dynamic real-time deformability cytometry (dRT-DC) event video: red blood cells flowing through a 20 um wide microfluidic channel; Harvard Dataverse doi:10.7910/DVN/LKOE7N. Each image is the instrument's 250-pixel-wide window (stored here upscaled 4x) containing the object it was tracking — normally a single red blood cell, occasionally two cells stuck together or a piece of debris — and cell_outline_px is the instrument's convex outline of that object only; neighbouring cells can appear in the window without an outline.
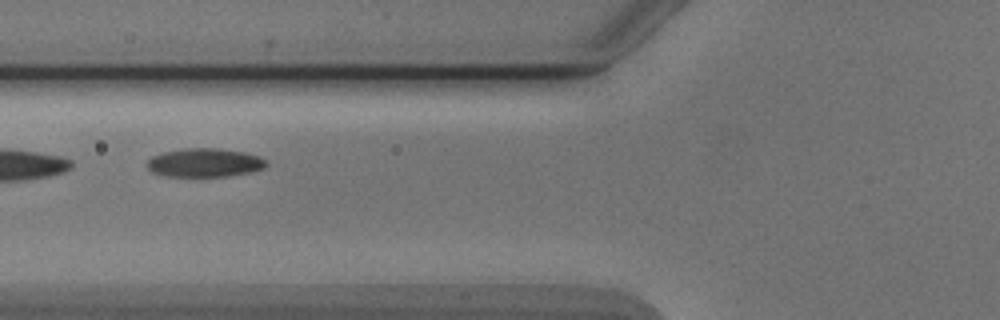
{"species": "Egyptian fruit bat (a non-hibernating species)", "species_latin": "Rousettus aegyptiacus", "temperature_condition": "cold", "stored_images_in_passage": 2, "camera_frame_rate_fps": 3000, "um_per_image_px": 0.085, "animal": {"sex": "male"}, "frame": {"image": 1, "passage_image": 2, "time_ms": 1.333, "image_size_px": [1000, 320], "cell_outline_px": [[268, 164], [264, 168], [252, 172], [228, 176], [164, 176], [152, 172], [144, 164], [152, 156], [164, 152], [180, 148], [216, 148], [244, 152], [260, 156]], "centroid_in_image_um": [17.37, 13.82], "position_along_channel_um": 108.4, "area_um2": 20.06}}